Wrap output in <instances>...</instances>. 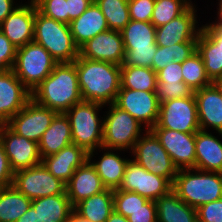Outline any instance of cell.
I'll use <instances>...</instances> for the list:
<instances>
[{"label": "cell", "mask_w": 222, "mask_h": 222, "mask_svg": "<svg viewBox=\"0 0 222 222\" xmlns=\"http://www.w3.org/2000/svg\"><path fill=\"white\" fill-rule=\"evenodd\" d=\"M18 5L14 0H0V24Z\"/></svg>", "instance_id": "681fc988"}, {"label": "cell", "mask_w": 222, "mask_h": 222, "mask_svg": "<svg viewBox=\"0 0 222 222\" xmlns=\"http://www.w3.org/2000/svg\"><path fill=\"white\" fill-rule=\"evenodd\" d=\"M150 130L168 152L178 170L195 169V133H183L165 128Z\"/></svg>", "instance_id": "9a60e30c"}, {"label": "cell", "mask_w": 222, "mask_h": 222, "mask_svg": "<svg viewBox=\"0 0 222 222\" xmlns=\"http://www.w3.org/2000/svg\"><path fill=\"white\" fill-rule=\"evenodd\" d=\"M31 94L37 104L57 113L82 102L75 63H58Z\"/></svg>", "instance_id": "7a4b0ae2"}, {"label": "cell", "mask_w": 222, "mask_h": 222, "mask_svg": "<svg viewBox=\"0 0 222 222\" xmlns=\"http://www.w3.org/2000/svg\"><path fill=\"white\" fill-rule=\"evenodd\" d=\"M172 190L189 206L198 207L222 198V173L178 170Z\"/></svg>", "instance_id": "3957f363"}, {"label": "cell", "mask_w": 222, "mask_h": 222, "mask_svg": "<svg viewBox=\"0 0 222 222\" xmlns=\"http://www.w3.org/2000/svg\"><path fill=\"white\" fill-rule=\"evenodd\" d=\"M198 35L197 52L212 82L222 78V25L205 24Z\"/></svg>", "instance_id": "e0dca14e"}, {"label": "cell", "mask_w": 222, "mask_h": 222, "mask_svg": "<svg viewBox=\"0 0 222 222\" xmlns=\"http://www.w3.org/2000/svg\"><path fill=\"white\" fill-rule=\"evenodd\" d=\"M69 14V23L78 18L94 0H66Z\"/></svg>", "instance_id": "c3c4849f"}, {"label": "cell", "mask_w": 222, "mask_h": 222, "mask_svg": "<svg viewBox=\"0 0 222 222\" xmlns=\"http://www.w3.org/2000/svg\"><path fill=\"white\" fill-rule=\"evenodd\" d=\"M31 203L32 200L13 185L0 189V222H16Z\"/></svg>", "instance_id": "4dcf8cb0"}, {"label": "cell", "mask_w": 222, "mask_h": 222, "mask_svg": "<svg viewBox=\"0 0 222 222\" xmlns=\"http://www.w3.org/2000/svg\"><path fill=\"white\" fill-rule=\"evenodd\" d=\"M14 172L12 171L3 145L0 143V189L12 185Z\"/></svg>", "instance_id": "7dc6e473"}, {"label": "cell", "mask_w": 222, "mask_h": 222, "mask_svg": "<svg viewBox=\"0 0 222 222\" xmlns=\"http://www.w3.org/2000/svg\"><path fill=\"white\" fill-rule=\"evenodd\" d=\"M16 222H41L38 213L32 206Z\"/></svg>", "instance_id": "f907efd6"}, {"label": "cell", "mask_w": 222, "mask_h": 222, "mask_svg": "<svg viewBox=\"0 0 222 222\" xmlns=\"http://www.w3.org/2000/svg\"><path fill=\"white\" fill-rule=\"evenodd\" d=\"M12 185L31 200L66 192V184L51 174L42 163L16 171Z\"/></svg>", "instance_id": "30bf717a"}, {"label": "cell", "mask_w": 222, "mask_h": 222, "mask_svg": "<svg viewBox=\"0 0 222 222\" xmlns=\"http://www.w3.org/2000/svg\"><path fill=\"white\" fill-rule=\"evenodd\" d=\"M33 41L43 46L57 63H72L79 57L69 24L41 14L35 5Z\"/></svg>", "instance_id": "277c9868"}, {"label": "cell", "mask_w": 222, "mask_h": 222, "mask_svg": "<svg viewBox=\"0 0 222 222\" xmlns=\"http://www.w3.org/2000/svg\"><path fill=\"white\" fill-rule=\"evenodd\" d=\"M127 219L129 222H158L155 201L148 200L143 208L132 212Z\"/></svg>", "instance_id": "f6af8a7d"}, {"label": "cell", "mask_w": 222, "mask_h": 222, "mask_svg": "<svg viewBox=\"0 0 222 222\" xmlns=\"http://www.w3.org/2000/svg\"><path fill=\"white\" fill-rule=\"evenodd\" d=\"M34 21L35 3L31 0L28 4L18 5L0 24V30L16 48H20L33 41Z\"/></svg>", "instance_id": "ffe728a7"}, {"label": "cell", "mask_w": 222, "mask_h": 222, "mask_svg": "<svg viewBox=\"0 0 222 222\" xmlns=\"http://www.w3.org/2000/svg\"><path fill=\"white\" fill-rule=\"evenodd\" d=\"M2 125H3V124H2V123H0V133H1V130H2Z\"/></svg>", "instance_id": "9f6ffc18"}, {"label": "cell", "mask_w": 222, "mask_h": 222, "mask_svg": "<svg viewBox=\"0 0 222 222\" xmlns=\"http://www.w3.org/2000/svg\"><path fill=\"white\" fill-rule=\"evenodd\" d=\"M114 104L150 130L157 124L160 101L155 92L120 88Z\"/></svg>", "instance_id": "4fadbf2b"}, {"label": "cell", "mask_w": 222, "mask_h": 222, "mask_svg": "<svg viewBox=\"0 0 222 222\" xmlns=\"http://www.w3.org/2000/svg\"><path fill=\"white\" fill-rule=\"evenodd\" d=\"M104 190L106 187L88 160L76 169L66 184V193L73 207L80 201Z\"/></svg>", "instance_id": "603a6c76"}, {"label": "cell", "mask_w": 222, "mask_h": 222, "mask_svg": "<svg viewBox=\"0 0 222 222\" xmlns=\"http://www.w3.org/2000/svg\"><path fill=\"white\" fill-rule=\"evenodd\" d=\"M155 0H128L130 20L151 22Z\"/></svg>", "instance_id": "b9f144b4"}, {"label": "cell", "mask_w": 222, "mask_h": 222, "mask_svg": "<svg viewBox=\"0 0 222 222\" xmlns=\"http://www.w3.org/2000/svg\"><path fill=\"white\" fill-rule=\"evenodd\" d=\"M31 99V91L12 69L0 71V123L6 124Z\"/></svg>", "instance_id": "d6986e66"}, {"label": "cell", "mask_w": 222, "mask_h": 222, "mask_svg": "<svg viewBox=\"0 0 222 222\" xmlns=\"http://www.w3.org/2000/svg\"><path fill=\"white\" fill-rule=\"evenodd\" d=\"M110 30L121 31L130 21L128 0H94Z\"/></svg>", "instance_id": "d590c367"}, {"label": "cell", "mask_w": 222, "mask_h": 222, "mask_svg": "<svg viewBox=\"0 0 222 222\" xmlns=\"http://www.w3.org/2000/svg\"><path fill=\"white\" fill-rule=\"evenodd\" d=\"M79 55L90 60L110 62L121 66L125 59L121 32L109 29L99 33L79 48Z\"/></svg>", "instance_id": "ac0fdd59"}, {"label": "cell", "mask_w": 222, "mask_h": 222, "mask_svg": "<svg viewBox=\"0 0 222 222\" xmlns=\"http://www.w3.org/2000/svg\"><path fill=\"white\" fill-rule=\"evenodd\" d=\"M114 210L126 218L137 209L143 208L148 201L136 192L124 191L120 189L113 190Z\"/></svg>", "instance_id": "74e56055"}, {"label": "cell", "mask_w": 222, "mask_h": 222, "mask_svg": "<svg viewBox=\"0 0 222 222\" xmlns=\"http://www.w3.org/2000/svg\"><path fill=\"white\" fill-rule=\"evenodd\" d=\"M114 211L113 190L106 189L86 198L73 207V212L89 222H106Z\"/></svg>", "instance_id": "83f0119b"}, {"label": "cell", "mask_w": 222, "mask_h": 222, "mask_svg": "<svg viewBox=\"0 0 222 222\" xmlns=\"http://www.w3.org/2000/svg\"><path fill=\"white\" fill-rule=\"evenodd\" d=\"M103 121L102 148L132 152L135 143L142 136V130L146 131L127 111L109 104ZM143 128V129H142Z\"/></svg>", "instance_id": "8992f818"}, {"label": "cell", "mask_w": 222, "mask_h": 222, "mask_svg": "<svg viewBox=\"0 0 222 222\" xmlns=\"http://www.w3.org/2000/svg\"><path fill=\"white\" fill-rule=\"evenodd\" d=\"M88 160V153L76 144H70L59 152L42 158L41 163L57 179L67 184L76 171Z\"/></svg>", "instance_id": "7402d4cb"}, {"label": "cell", "mask_w": 222, "mask_h": 222, "mask_svg": "<svg viewBox=\"0 0 222 222\" xmlns=\"http://www.w3.org/2000/svg\"><path fill=\"white\" fill-rule=\"evenodd\" d=\"M196 51L197 41L182 42L166 47L157 46L156 53L152 58L151 68L157 73L168 63H182Z\"/></svg>", "instance_id": "836d02e7"}, {"label": "cell", "mask_w": 222, "mask_h": 222, "mask_svg": "<svg viewBox=\"0 0 222 222\" xmlns=\"http://www.w3.org/2000/svg\"><path fill=\"white\" fill-rule=\"evenodd\" d=\"M0 143L14 173L41 164L38 143L17 135L6 124L2 125Z\"/></svg>", "instance_id": "5bb4252c"}, {"label": "cell", "mask_w": 222, "mask_h": 222, "mask_svg": "<svg viewBox=\"0 0 222 222\" xmlns=\"http://www.w3.org/2000/svg\"><path fill=\"white\" fill-rule=\"evenodd\" d=\"M69 28L79 48L99 33L109 30L105 16L94 1L78 18L69 23Z\"/></svg>", "instance_id": "d4e9b609"}, {"label": "cell", "mask_w": 222, "mask_h": 222, "mask_svg": "<svg viewBox=\"0 0 222 222\" xmlns=\"http://www.w3.org/2000/svg\"><path fill=\"white\" fill-rule=\"evenodd\" d=\"M213 83L219 88V91H220V93L222 95V78L217 80V81H215V82H213Z\"/></svg>", "instance_id": "11a10c76"}, {"label": "cell", "mask_w": 222, "mask_h": 222, "mask_svg": "<svg viewBox=\"0 0 222 222\" xmlns=\"http://www.w3.org/2000/svg\"><path fill=\"white\" fill-rule=\"evenodd\" d=\"M31 206L38 213L41 222H68L73 206L67 193L32 200Z\"/></svg>", "instance_id": "f546056e"}, {"label": "cell", "mask_w": 222, "mask_h": 222, "mask_svg": "<svg viewBox=\"0 0 222 222\" xmlns=\"http://www.w3.org/2000/svg\"><path fill=\"white\" fill-rule=\"evenodd\" d=\"M193 93L194 91L184 82H157L155 89V94L157 95L160 103L171 99L189 97Z\"/></svg>", "instance_id": "ab89813d"}, {"label": "cell", "mask_w": 222, "mask_h": 222, "mask_svg": "<svg viewBox=\"0 0 222 222\" xmlns=\"http://www.w3.org/2000/svg\"><path fill=\"white\" fill-rule=\"evenodd\" d=\"M37 10L46 17L69 24L66 0H33Z\"/></svg>", "instance_id": "f35d334b"}, {"label": "cell", "mask_w": 222, "mask_h": 222, "mask_svg": "<svg viewBox=\"0 0 222 222\" xmlns=\"http://www.w3.org/2000/svg\"><path fill=\"white\" fill-rule=\"evenodd\" d=\"M196 210L197 218L201 222H222V198L204 204Z\"/></svg>", "instance_id": "ee69618b"}, {"label": "cell", "mask_w": 222, "mask_h": 222, "mask_svg": "<svg viewBox=\"0 0 222 222\" xmlns=\"http://www.w3.org/2000/svg\"><path fill=\"white\" fill-rule=\"evenodd\" d=\"M102 107L105 106L100 103L82 101L65 113L70 121L73 144L87 153L102 148L104 119L98 115Z\"/></svg>", "instance_id": "5b68a950"}, {"label": "cell", "mask_w": 222, "mask_h": 222, "mask_svg": "<svg viewBox=\"0 0 222 222\" xmlns=\"http://www.w3.org/2000/svg\"><path fill=\"white\" fill-rule=\"evenodd\" d=\"M104 153L98 161L92 160L95 154L93 151L88 153V161L94 167L97 174L100 176L103 185L106 189H118L122 182L126 163L129 159L122 158L115 149L101 148ZM108 150V151H107ZM106 151V152H105Z\"/></svg>", "instance_id": "484cf974"}, {"label": "cell", "mask_w": 222, "mask_h": 222, "mask_svg": "<svg viewBox=\"0 0 222 222\" xmlns=\"http://www.w3.org/2000/svg\"><path fill=\"white\" fill-rule=\"evenodd\" d=\"M57 61L40 44L32 41L17 48L13 71L32 92L54 69Z\"/></svg>", "instance_id": "52a82bcc"}, {"label": "cell", "mask_w": 222, "mask_h": 222, "mask_svg": "<svg viewBox=\"0 0 222 222\" xmlns=\"http://www.w3.org/2000/svg\"><path fill=\"white\" fill-rule=\"evenodd\" d=\"M195 169L222 173V142L211 132L195 133Z\"/></svg>", "instance_id": "cb8c5ba5"}, {"label": "cell", "mask_w": 222, "mask_h": 222, "mask_svg": "<svg viewBox=\"0 0 222 222\" xmlns=\"http://www.w3.org/2000/svg\"><path fill=\"white\" fill-rule=\"evenodd\" d=\"M157 82L177 83L183 82L181 63H168L166 67L157 72Z\"/></svg>", "instance_id": "bcb514c9"}, {"label": "cell", "mask_w": 222, "mask_h": 222, "mask_svg": "<svg viewBox=\"0 0 222 222\" xmlns=\"http://www.w3.org/2000/svg\"><path fill=\"white\" fill-rule=\"evenodd\" d=\"M152 128H165L183 133L199 131L194 93L189 97L161 102L157 124Z\"/></svg>", "instance_id": "9c48e42d"}, {"label": "cell", "mask_w": 222, "mask_h": 222, "mask_svg": "<svg viewBox=\"0 0 222 222\" xmlns=\"http://www.w3.org/2000/svg\"><path fill=\"white\" fill-rule=\"evenodd\" d=\"M219 4H218V14H217V21L215 20V22H212L213 24H220V25H222V0H219V2H218Z\"/></svg>", "instance_id": "f5cc1de1"}, {"label": "cell", "mask_w": 222, "mask_h": 222, "mask_svg": "<svg viewBox=\"0 0 222 222\" xmlns=\"http://www.w3.org/2000/svg\"><path fill=\"white\" fill-rule=\"evenodd\" d=\"M125 59L121 66H141L151 68L152 58L156 53L157 46L151 48H124Z\"/></svg>", "instance_id": "60d3db41"}, {"label": "cell", "mask_w": 222, "mask_h": 222, "mask_svg": "<svg viewBox=\"0 0 222 222\" xmlns=\"http://www.w3.org/2000/svg\"><path fill=\"white\" fill-rule=\"evenodd\" d=\"M201 130L214 129L222 137V95L212 83L194 91Z\"/></svg>", "instance_id": "44dd1931"}, {"label": "cell", "mask_w": 222, "mask_h": 222, "mask_svg": "<svg viewBox=\"0 0 222 222\" xmlns=\"http://www.w3.org/2000/svg\"><path fill=\"white\" fill-rule=\"evenodd\" d=\"M193 3L191 0H155L151 23L157 28L184 13Z\"/></svg>", "instance_id": "8d00e7d4"}, {"label": "cell", "mask_w": 222, "mask_h": 222, "mask_svg": "<svg viewBox=\"0 0 222 222\" xmlns=\"http://www.w3.org/2000/svg\"><path fill=\"white\" fill-rule=\"evenodd\" d=\"M183 82L193 91L211 85L201 55L196 51L181 63Z\"/></svg>", "instance_id": "e575fe53"}, {"label": "cell", "mask_w": 222, "mask_h": 222, "mask_svg": "<svg viewBox=\"0 0 222 222\" xmlns=\"http://www.w3.org/2000/svg\"><path fill=\"white\" fill-rule=\"evenodd\" d=\"M106 222H129L128 219L122 214L117 213L115 210L110 214Z\"/></svg>", "instance_id": "816d5d0a"}, {"label": "cell", "mask_w": 222, "mask_h": 222, "mask_svg": "<svg viewBox=\"0 0 222 222\" xmlns=\"http://www.w3.org/2000/svg\"><path fill=\"white\" fill-rule=\"evenodd\" d=\"M68 222H89V221H86V220H83L82 218H79L74 212L71 216V218L69 219Z\"/></svg>", "instance_id": "db71d44e"}, {"label": "cell", "mask_w": 222, "mask_h": 222, "mask_svg": "<svg viewBox=\"0 0 222 222\" xmlns=\"http://www.w3.org/2000/svg\"><path fill=\"white\" fill-rule=\"evenodd\" d=\"M143 134L135 143L131 156L148 172L162 176L173 184L178 169L170 155L151 130Z\"/></svg>", "instance_id": "ba28073f"}, {"label": "cell", "mask_w": 222, "mask_h": 222, "mask_svg": "<svg viewBox=\"0 0 222 222\" xmlns=\"http://www.w3.org/2000/svg\"><path fill=\"white\" fill-rule=\"evenodd\" d=\"M118 189L136 192L148 200L156 201L172 190V184L166 178L148 172L131 158L126 163L124 176Z\"/></svg>", "instance_id": "8fae6325"}, {"label": "cell", "mask_w": 222, "mask_h": 222, "mask_svg": "<svg viewBox=\"0 0 222 222\" xmlns=\"http://www.w3.org/2000/svg\"><path fill=\"white\" fill-rule=\"evenodd\" d=\"M72 143L69 118L65 113H58L38 143L40 157L42 159L55 154Z\"/></svg>", "instance_id": "4316f807"}, {"label": "cell", "mask_w": 222, "mask_h": 222, "mask_svg": "<svg viewBox=\"0 0 222 222\" xmlns=\"http://www.w3.org/2000/svg\"><path fill=\"white\" fill-rule=\"evenodd\" d=\"M120 82V88L155 92L157 73L148 67L121 66Z\"/></svg>", "instance_id": "d6a6232c"}, {"label": "cell", "mask_w": 222, "mask_h": 222, "mask_svg": "<svg viewBox=\"0 0 222 222\" xmlns=\"http://www.w3.org/2000/svg\"><path fill=\"white\" fill-rule=\"evenodd\" d=\"M158 222H196L197 210L182 201L173 190L155 201Z\"/></svg>", "instance_id": "f1b7e54d"}, {"label": "cell", "mask_w": 222, "mask_h": 222, "mask_svg": "<svg viewBox=\"0 0 222 222\" xmlns=\"http://www.w3.org/2000/svg\"><path fill=\"white\" fill-rule=\"evenodd\" d=\"M196 5L192 4L184 13L167 24L156 28L157 46H171L177 43L197 41L202 27H198ZM198 24V25H197Z\"/></svg>", "instance_id": "2e32d148"}, {"label": "cell", "mask_w": 222, "mask_h": 222, "mask_svg": "<svg viewBox=\"0 0 222 222\" xmlns=\"http://www.w3.org/2000/svg\"><path fill=\"white\" fill-rule=\"evenodd\" d=\"M17 48L0 30V71L13 69Z\"/></svg>", "instance_id": "7bdbcfd3"}, {"label": "cell", "mask_w": 222, "mask_h": 222, "mask_svg": "<svg viewBox=\"0 0 222 222\" xmlns=\"http://www.w3.org/2000/svg\"><path fill=\"white\" fill-rule=\"evenodd\" d=\"M124 48H151L157 46L156 27L151 22L130 20L120 31Z\"/></svg>", "instance_id": "1f68e13d"}, {"label": "cell", "mask_w": 222, "mask_h": 222, "mask_svg": "<svg viewBox=\"0 0 222 222\" xmlns=\"http://www.w3.org/2000/svg\"><path fill=\"white\" fill-rule=\"evenodd\" d=\"M58 113L31 99L6 125L17 135L39 143L43 133Z\"/></svg>", "instance_id": "7c38bea8"}, {"label": "cell", "mask_w": 222, "mask_h": 222, "mask_svg": "<svg viewBox=\"0 0 222 222\" xmlns=\"http://www.w3.org/2000/svg\"><path fill=\"white\" fill-rule=\"evenodd\" d=\"M83 101L108 106L115 102L121 87V66L79 57L74 61Z\"/></svg>", "instance_id": "6da1fadb"}]
</instances>
